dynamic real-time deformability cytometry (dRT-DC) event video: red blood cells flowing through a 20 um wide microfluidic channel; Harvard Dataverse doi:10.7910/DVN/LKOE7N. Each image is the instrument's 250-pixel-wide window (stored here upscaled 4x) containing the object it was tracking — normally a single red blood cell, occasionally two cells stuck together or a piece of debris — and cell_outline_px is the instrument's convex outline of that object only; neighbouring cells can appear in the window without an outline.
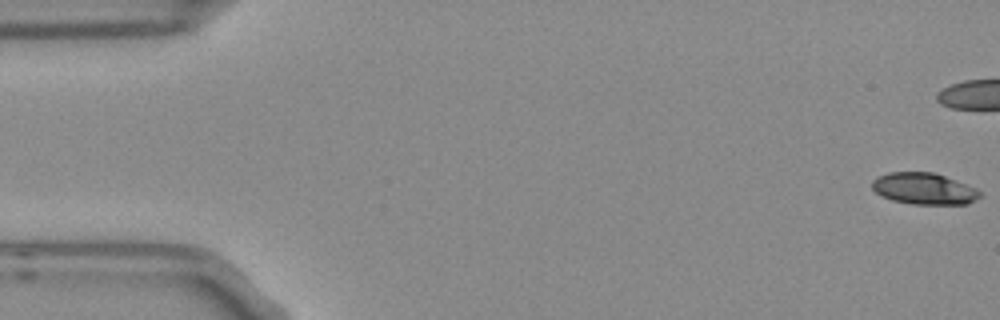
{"species": "Egyptian fruit bat (a non-hibernating species)", "species_latin": "Rousettus aegyptiacus", "temperature_condition": "room temperature", "stored_images_in_passage": 7, "camera_frame_rate_fps": 3000, "um_per_image_px": 0.085, "frame": {"image": 1, "passage_image": 1, "time_ms": 0.0, "image_size_px": [1000, 320], "cell_outline_px": [[980, 196], [976, 200], [968, 204], [912, 204], [892, 200], [876, 192], [872, 188], [872, 180], [888, 172], [936, 172], [976, 188], [980, 192]], "centroid_in_image_um": [78.56, 16.03], "position_along_channel_um": 6.4, "area_um2": 19.77}}
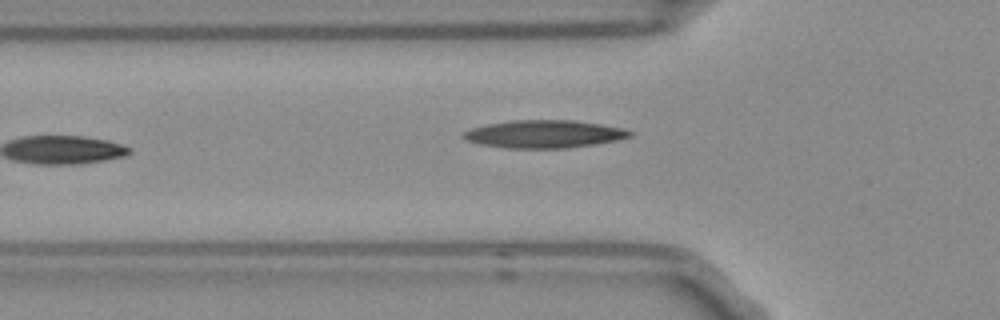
{"frame": {"image": 2, "passage_image": 6, "time_ms": 1.667, "image_size_px": [1000, 320], "cell_outline_px": [[636, 132], [632, 136], [616, 140], [592, 144], [564, 148], [508, 148], [480, 144], [468, 140], [460, 136], [464, 132], [472, 128], [488, 124], [512, 120], [576, 120], [624, 128]], "centroid_in_image_um": [46.28, 11.38], "position_along_channel_um": 79.5, "area_um2": 26.82}}